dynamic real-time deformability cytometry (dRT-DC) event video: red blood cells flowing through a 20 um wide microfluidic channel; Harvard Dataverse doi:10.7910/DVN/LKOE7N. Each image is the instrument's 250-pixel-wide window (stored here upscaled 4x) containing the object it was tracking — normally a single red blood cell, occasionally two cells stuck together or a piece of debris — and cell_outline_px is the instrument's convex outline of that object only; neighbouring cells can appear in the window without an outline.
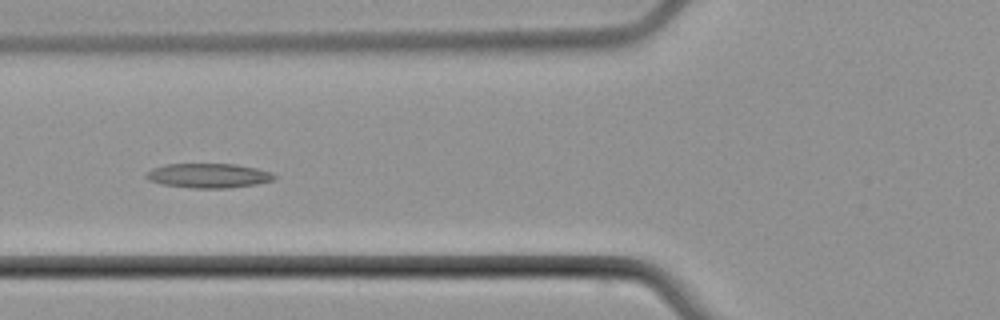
{"species": "common noctule bat (a hibernating species)", "species_latin": "Nyctalus noctula", "temperature_condition": "cold", "stored_images_in_passage": 7, "camera_frame_rate_fps": 3000, "um_per_image_px": 0.085, "animal": {"sex": "male", "body_mass_g": 21.5, "forearm_length_mm": 52.0}, "frame": {"image": 1, "passage_image": 6, "time_ms": 7.0, "image_size_px": [1000, 320], "cell_outline_px": [[276, 180], [256, 184], [228, 188], [192, 188], [160, 184], [148, 180], [144, 176], [152, 168], [164, 164], [236, 164], [256, 168], [272, 172], [276, 176]], "centroid_in_image_um": [17.72, 14.93], "position_along_channel_um": 108.1, "area_um2": 18.44}}
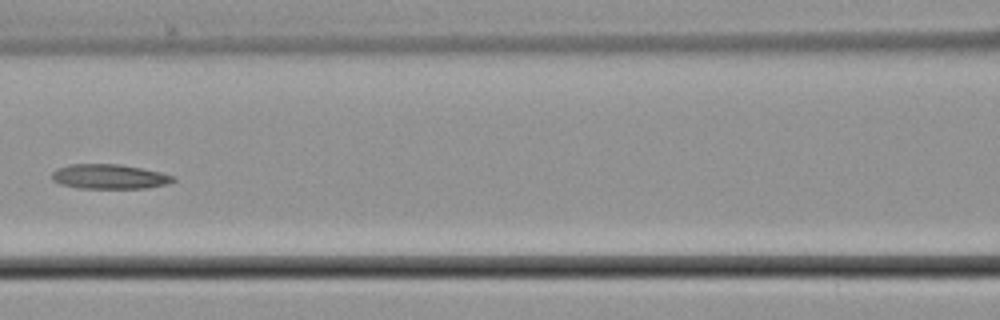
{"frame": {"image": 2, "passage_image": 7, "time_ms": 8.333, "image_size_px": [1000, 320], "cell_outline_px": [[176, 180], [168, 184], [148, 188], [76, 188], [60, 184], [52, 180], [52, 172], [56, 168], [68, 164], [120, 164], [160, 172], [176, 176]], "centroid_in_image_um": [9.29, 15.01], "position_along_channel_um": 157.3, "area_um2": 17.63}}